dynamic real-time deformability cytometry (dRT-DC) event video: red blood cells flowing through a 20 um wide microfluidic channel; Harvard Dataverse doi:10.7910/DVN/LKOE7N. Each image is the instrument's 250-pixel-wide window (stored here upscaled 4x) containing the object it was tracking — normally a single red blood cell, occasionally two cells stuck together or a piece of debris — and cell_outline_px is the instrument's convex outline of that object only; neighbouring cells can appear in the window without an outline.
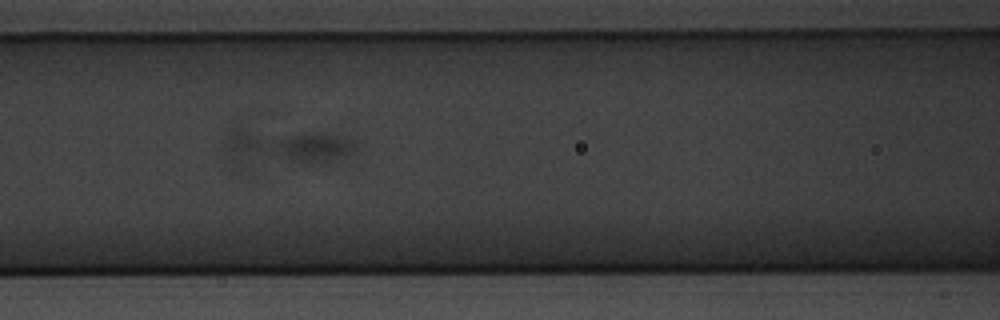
{"species": "common noctule bat (a hibernating species)", "species_latin": "Nyctalus noctula", "temperature_condition": "warm", "stored_images_in_passage": 52, "segment_of_instrument_passage": [3, 4], "camera_frame_rate_fps": 3000, "um_per_image_px": 0.085, "animal": {"sex": "male", "body_mass_g": 20.1, "forearm_length_mm": 53.5}, "frame": {"image": 1, "passage_image": 22, "time_ms": 7.0, "image_size_px": [1000, 320], "cell_outline_px": [[360, 148], [356, 152], [320, 164], [236, 172], [232, 172], [224, 140], [224, 136], [232, 128], [236, 128], [324, 132], [348, 136], [356, 140]], "centroid_in_image_um": [24.13, 12.61], "position_along_channel_um": 142.5, "area_um2": 32.02}}